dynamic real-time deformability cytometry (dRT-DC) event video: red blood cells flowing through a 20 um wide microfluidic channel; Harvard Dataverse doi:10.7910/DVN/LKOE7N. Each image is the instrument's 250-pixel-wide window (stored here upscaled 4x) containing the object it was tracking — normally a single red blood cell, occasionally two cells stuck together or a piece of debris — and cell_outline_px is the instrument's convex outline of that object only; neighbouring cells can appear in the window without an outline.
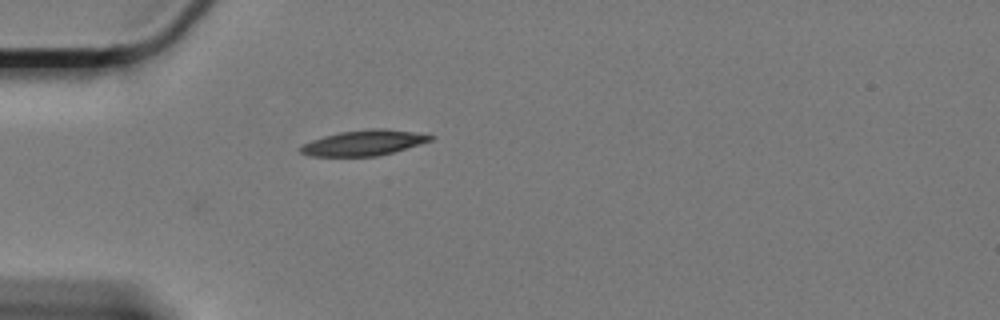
{"species": "Egyptian fruit bat (a non-hibernating species)", "species_latin": "Rousettus aegyptiacus", "temperature_condition": "cold", "stored_images_in_passage": 34, "camera_frame_rate_fps": 3000, "um_per_image_px": 0.085, "animal": {"sex": "female"}, "frame": {"image": 1, "passage_image": 1, "time_ms": 0.0, "image_size_px": [1000, 320], "cell_outline_px": [[436, 136], [432, 140], [392, 152], [376, 156], [312, 156], [300, 152], [300, 148], [304, 144], [312, 140], [324, 136], [340, 132], [368, 128], [384, 128], [412, 132]], "centroid_in_image_um": [30.92, 12.13], "position_along_channel_um": 54.1, "area_um2": 18.96}}
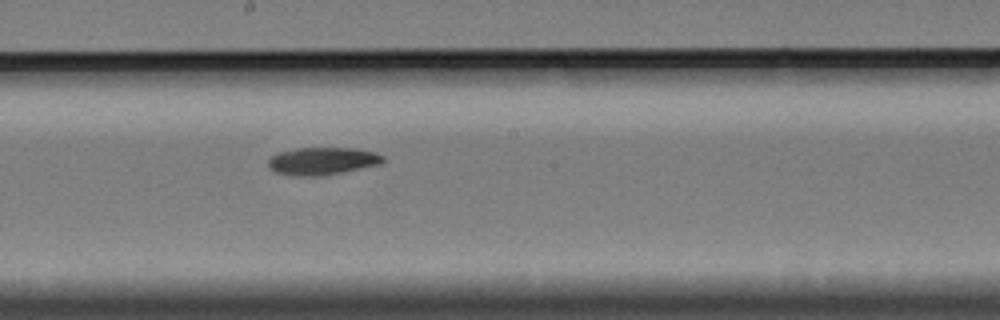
{"frame": {"image": 2, "passage_image": 17, "time_ms": 5.333, "image_size_px": [1000, 320], "cell_outline_px": [[384, 160], [380, 164], [340, 172], [316, 176], [300, 176], [276, 172], [268, 168], [268, 160], [272, 156], [280, 152], [296, 148], [356, 148], [372, 152], [384, 156]], "centroid_in_image_um": [27.37, 13.68], "position_along_channel_um": 220.8, "area_um2": 18.09}}
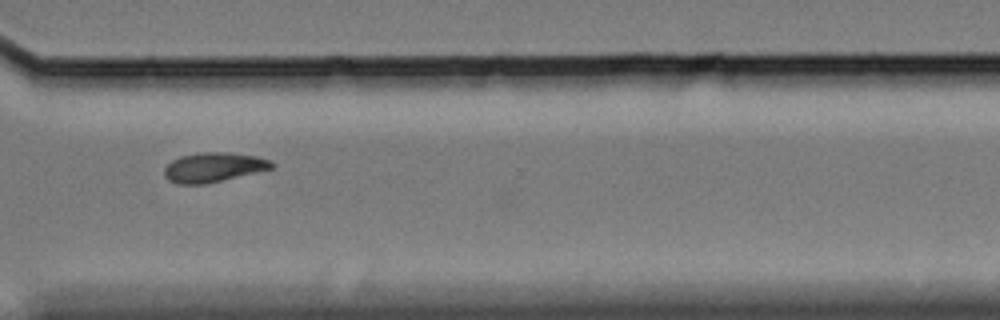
{"frame": {"image": 3, "passage_image": 29, "time_ms": 9.333, "image_size_px": [1000, 320], "cell_outline_px": [[276, 164], [272, 168], [256, 172], [204, 184], [176, 184], [168, 180], [164, 176], [164, 168], [172, 160], [180, 156], [200, 152], [228, 152], [256, 156], [268, 160]], "centroid_in_image_um": [18.1, 14.21], "position_along_channel_um": 352.5, "area_um2": 18.38}}